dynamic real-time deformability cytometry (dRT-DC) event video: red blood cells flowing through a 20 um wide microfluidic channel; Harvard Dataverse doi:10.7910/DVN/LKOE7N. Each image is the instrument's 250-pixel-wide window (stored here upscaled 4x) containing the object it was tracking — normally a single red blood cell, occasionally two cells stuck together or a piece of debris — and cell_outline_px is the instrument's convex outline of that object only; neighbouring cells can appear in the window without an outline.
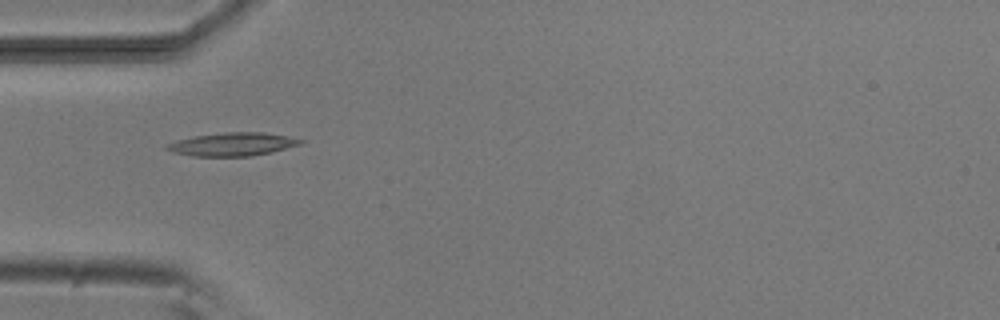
{"species": "common noctule bat (a hibernating species)", "species_latin": "Nyctalus noctula", "temperature_condition": "room temperature", "stored_images_in_passage": 7, "camera_frame_rate_fps": 3000, "um_per_image_px": 0.085, "animal": {"sex": "male", "body_mass_g": 20.5, "forearm_length_mm": 52.5}, "frame": {"image": 1, "passage_image": 5, "time_ms": 4.333, "image_size_px": [1000, 320], "cell_outline_px": [[304, 140], [300, 144], [272, 152], [248, 156], [192, 156], [172, 152], [164, 148], [168, 144], [176, 140], [192, 136], [228, 132], [264, 132], [288, 136]], "centroid_in_image_um": [19.74, 12.26], "position_along_channel_um": 65.3, "area_um2": 18.03}}
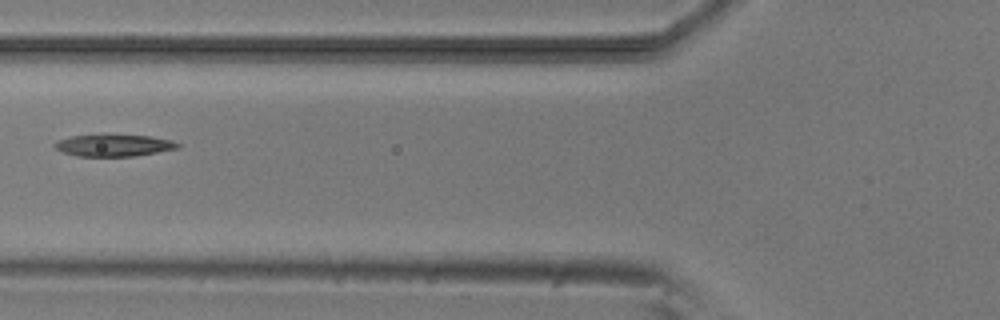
{"frame": {"image": 2, "passage_image": 6, "time_ms": 5.667, "image_size_px": [1000, 320], "cell_outline_px": [[180, 148], [136, 156], [76, 156], [64, 152], [56, 148], [52, 144], [56, 140], [72, 136], [100, 132], [152, 136], [172, 140], [180, 144]], "centroid_in_image_um": [9.67, 12.31], "position_along_channel_um": 116.1, "area_um2": 16.53}}
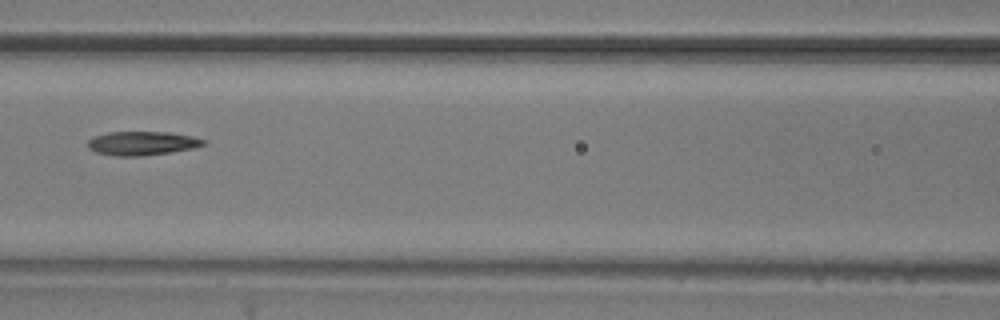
{"frame": {"image": 3, "passage_image": 7, "time_ms": 6.667, "image_size_px": [1000, 320], "cell_outline_px": [[208, 144], [192, 148], [172, 152], [144, 156], [112, 156], [96, 152], [88, 148], [88, 140], [92, 136], [108, 132], [168, 132], [192, 136], [208, 140]], "centroid_in_image_um": [12.09, 12.18], "position_along_channel_um": 154.5, "area_um2": 16.36}}